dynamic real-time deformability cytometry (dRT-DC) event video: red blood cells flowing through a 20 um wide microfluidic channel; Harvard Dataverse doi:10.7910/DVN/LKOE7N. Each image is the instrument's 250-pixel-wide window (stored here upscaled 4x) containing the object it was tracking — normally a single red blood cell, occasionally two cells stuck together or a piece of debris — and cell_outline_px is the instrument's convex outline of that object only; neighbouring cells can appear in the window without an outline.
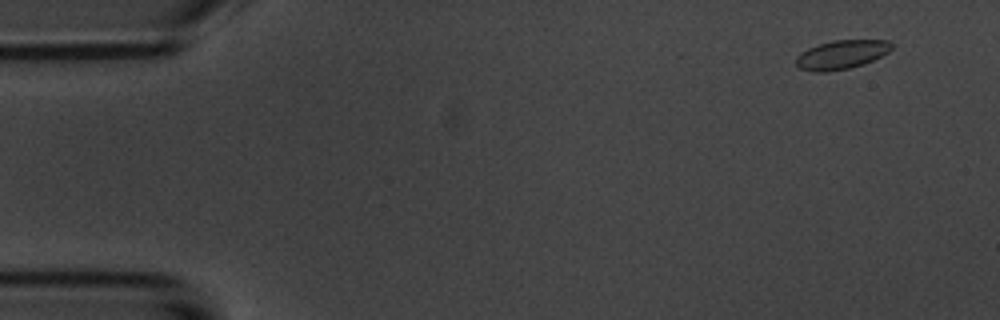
{"species": "common noctule bat (a hibernating species)", "species_latin": "Nyctalus noctula", "temperature_condition": "room temperature", "stored_images_in_passage": 5, "camera_frame_rate_fps": 3000, "um_per_image_px": 0.085, "animal": {"sex": "male", "body_mass_g": 20.1, "forearm_length_mm": 53.5}, "frame": {"image": 1, "passage_image": 1, "time_ms": 0.0, "image_size_px": [1000, 320], "cell_outline_px": [[892, 48], [888, 52], [864, 64], [848, 68], [828, 72], [812, 72], [800, 68], [796, 64], [796, 56], [800, 52], [808, 48], [832, 40], [888, 40], [892, 44]], "centroid_in_image_um": [71.5, 4.64], "position_along_channel_um": 13.5, "area_um2": 16.07}}
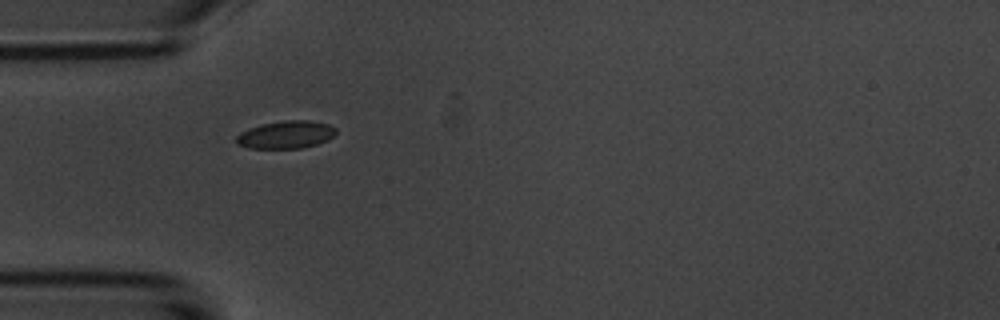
{"frame": {"image": 2, "passage_image": 5, "time_ms": 4.333, "image_size_px": [1000, 320], "cell_outline_px": [[336, 132], [328, 140], [316, 144], [300, 148], [248, 148], [236, 144], [236, 136], [240, 132], [248, 128], [260, 124], [284, 120], [308, 120], [328, 124], [336, 128]], "centroid_in_image_um": [24.27, 11.44], "position_along_channel_um": 60.7, "area_um2": 16.13}}